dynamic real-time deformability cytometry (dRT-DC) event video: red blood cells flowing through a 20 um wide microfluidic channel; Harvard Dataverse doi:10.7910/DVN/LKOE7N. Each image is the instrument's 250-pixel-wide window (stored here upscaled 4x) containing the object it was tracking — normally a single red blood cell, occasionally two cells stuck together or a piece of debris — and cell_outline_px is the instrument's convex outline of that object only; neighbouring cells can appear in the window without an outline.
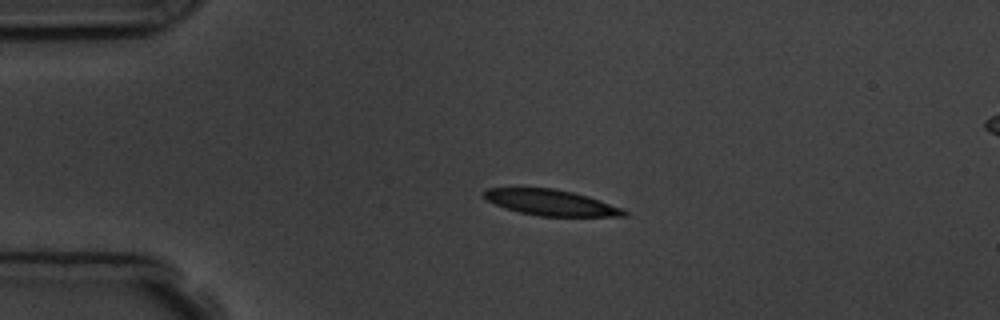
{"species": "common noctule bat (a hibernating species)", "species_latin": "Nyctalus noctula", "temperature_condition": "room temperature", "stored_images_in_passage": 5, "segment_of_instrument_passage": [1, 2], "camera_frame_rate_fps": 3000, "um_per_image_px": 0.085, "animal": {"sex": "male", "body_mass_g": 19.5, "forearm_length_mm": 54.6}, "frame": {"image": 1, "passage_image": 3, "time_ms": 2.333, "image_size_px": [1000, 320], "cell_outline_px": [[628, 216], [536, 216], [504, 208], [488, 200], [480, 192], [488, 188], [552, 188], [572, 192], [588, 196], [624, 208], [628, 212]], "centroid_in_image_um": [46.85, 17.22], "position_along_channel_um": 38.1, "area_um2": 21.1}}